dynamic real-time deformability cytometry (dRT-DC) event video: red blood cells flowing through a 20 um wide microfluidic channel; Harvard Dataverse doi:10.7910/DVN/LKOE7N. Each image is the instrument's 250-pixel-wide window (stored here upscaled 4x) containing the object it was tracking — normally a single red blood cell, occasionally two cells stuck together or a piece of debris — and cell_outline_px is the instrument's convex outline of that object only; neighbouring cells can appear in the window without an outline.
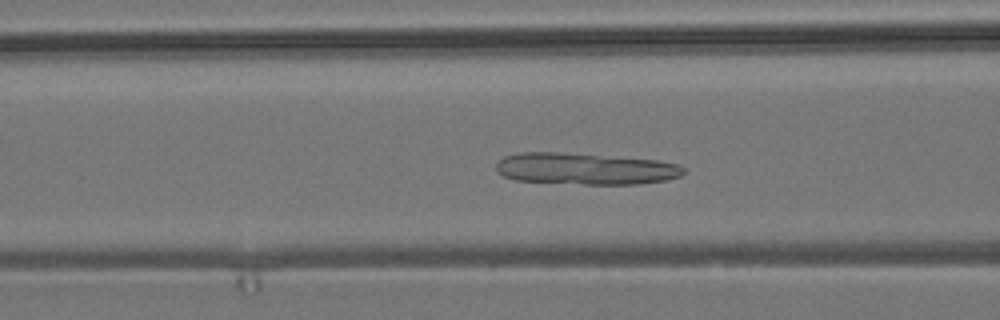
{"species": "common noctule bat (a hibernating species)", "species_latin": "Nyctalus noctula", "temperature_condition": "room temperature", "stored_images_in_passage": 55, "camera_frame_rate_fps": 3000, "um_per_image_px": 0.085, "animal": {"sex": "male", "body_mass_g": 19.2, "forearm_length_mm": 51.8}, "frame": {"image": 1, "passage_image": 21, "time_ms": 6.667, "image_size_px": [1000, 320], "cell_outline_px": [[684, 172], [680, 176], [664, 180], [640, 184], [584, 184], [516, 180], [504, 176], [496, 172], [496, 164], [504, 156], [520, 152], [556, 152], [656, 160], [680, 164], [684, 168]], "centroid_in_image_um": [49.73, 14.34], "position_along_channel_um": 116.9, "area_um2": 34.33}}
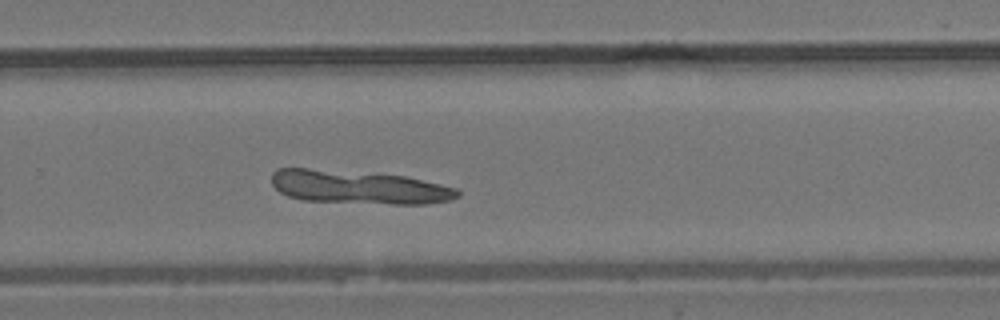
{"frame": {"image": 2, "passage_image": 36, "time_ms": 11.667, "image_size_px": [1000, 320], "cell_outline_px": [[460, 196], [452, 200], [428, 204], [392, 204], [304, 200], [288, 196], [280, 192], [272, 184], [272, 172], [276, 168], [308, 168], [404, 176], [440, 184], [456, 188], [460, 192]], "centroid_in_image_um": [30.5, 15.91], "position_along_channel_um": 299.3, "area_um2": 36.07}}
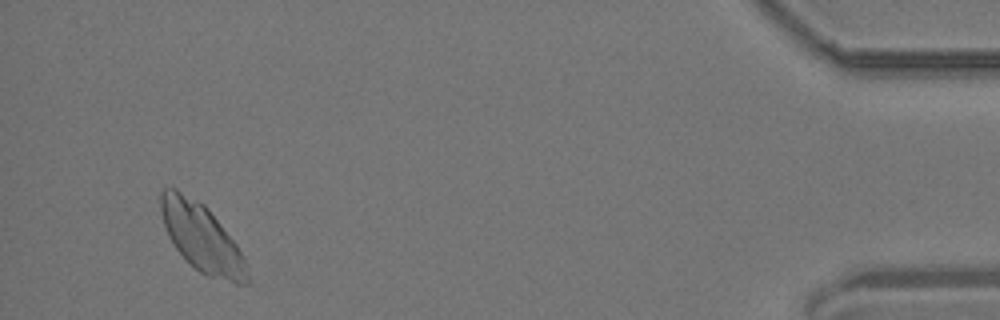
{"frame": {"image": 3, "passage_image": 52, "time_ms": 17.0, "image_size_px": [1000, 320], "cell_outline_px": [[248, 284], [236, 284], [208, 276], [200, 272], [176, 248], [168, 236], [160, 212], [160, 192], [164, 188], [176, 188], [204, 204], [208, 208], [236, 244], [244, 256], [248, 268]], "centroid_in_image_um": [17.15, 20.2], "position_along_channel_um": 418.1, "area_um2": 33.99}}